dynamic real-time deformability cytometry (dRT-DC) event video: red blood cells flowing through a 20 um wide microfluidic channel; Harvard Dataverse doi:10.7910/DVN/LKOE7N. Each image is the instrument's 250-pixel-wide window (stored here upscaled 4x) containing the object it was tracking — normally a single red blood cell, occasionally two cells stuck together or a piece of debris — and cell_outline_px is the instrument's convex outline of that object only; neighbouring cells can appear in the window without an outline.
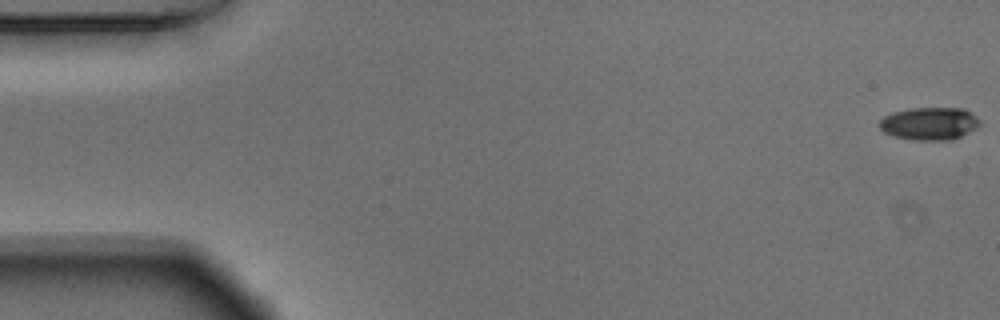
{"species": "Egyptian fruit bat (a non-hibernating species)", "species_latin": "Rousettus aegyptiacus", "temperature_condition": "warm", "stored_images_in_passage": 8, "camera_frame_rate_fps": 3000, "um_per_image_px": 0.085, "animal": {"sex": "male"}, "frame": {"image": 1, "passage_image": 1, "time_ms": 0.0, "image_size_px": [1000, 320], "cell_outline_px": [[980, 124], [976, 128], [960, 136], [948, 140], [912, 140], [896, 136], [884, 132], [880, 128], [880, 120], [884, 116], [892, 112], [908, 108], [964, 108], [976, 116], [980, 120]], "centroid_in_image_um": [79.0, 10.49], "position_along_channel_um": 6.0, "area_um2": 19.07}}